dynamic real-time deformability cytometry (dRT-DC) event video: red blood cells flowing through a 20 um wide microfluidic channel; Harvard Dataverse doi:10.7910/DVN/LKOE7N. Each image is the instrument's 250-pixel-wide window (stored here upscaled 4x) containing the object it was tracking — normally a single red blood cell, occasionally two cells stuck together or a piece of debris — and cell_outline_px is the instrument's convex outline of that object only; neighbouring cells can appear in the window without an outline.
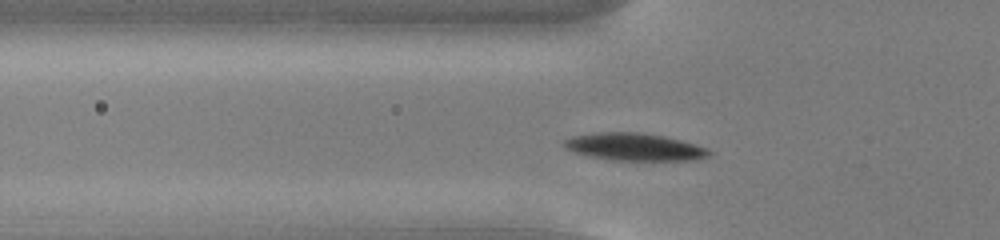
{"species": "common noctule bat (a hibernating species)", "species_latin": "Nyctalus noctula", "temperature_condition": "cold", "stored_images_in_passage": 42, "camera_frame_rate_fps": 3000, "um_per_image_px": 0.085, "animal": {"sex": "male", "body_mass_g": 13.0, "forearm_length_mm": 53.1}, "frame": {"image": 1, "passage_image": 10, "time_ms": 3.0, "image_size_px": [1000, 240], "cell_outline_px": [[712, 156], [696, 160], [612, 160], [588, 156], [564, 148], [564, 140], [572, 136], [596, 132], [640, 132], [664, 136], [696, 144], [708, 148], [712, 152]], "centroid_in_image_um": [53.97, 12.49], "position_along_channel_um": 71.8, "area_um2": 23.35}}
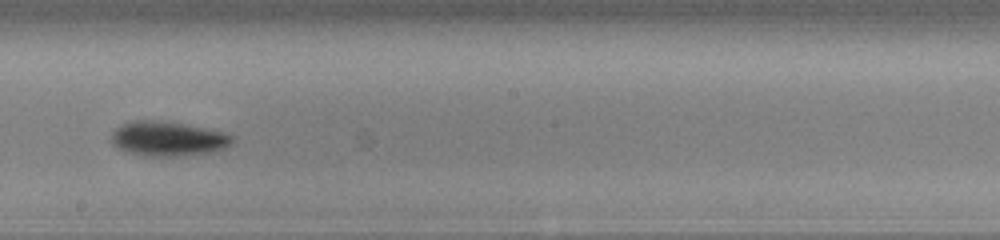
{"frame": {"image": 2, "passage_image": 23, "time_ms": 7.333, "image_size_px": [1000, 240], "cell_outline_px": [[236, 136], [232, 144], [216, 152], [176, 156], [144, 156], [124, 152], [112, 144], [112, 132], [120, 124], [132, 120], [164, 120], [208, 128], [224, 132]], "centroid_in_image_um": [14.29, 11.78], "position_along_channel_um": 233.9, "area_um2": 25.03}}
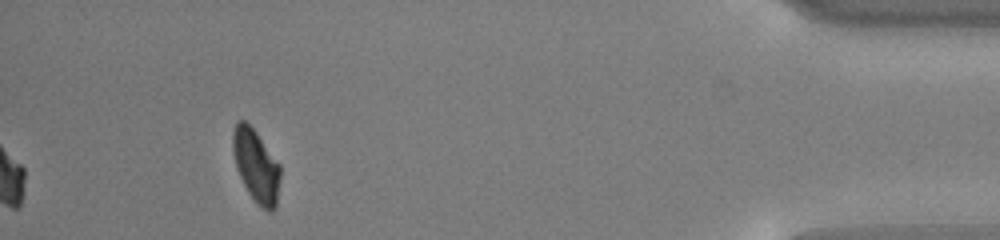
{"frame": {"image": 3, "passage_image": 42, "time_ms": 13.667, "image_size_px": [1000, 240], "cell_outline_px": [[280, 180], [276, 208], [272, 212], [268, 212], [256, 204], [248, 192], [236, 168], [232, 148], [232, 132], [236, 120], [244, 120], [256, 132], [280, 164]], "centroid_in_image_um": [21.77, 14.11], "position_along_channel_um": 413.4, "area_um2": 20.29}, "authors_computed_cell_mechanics": {"area_um2": 22.6287, "velocity_mm_per_s": 3.7567, "shape_relaxation_time_tau1_ms": 1.9999, "shape_relaxation_time_tau2_ms": null, "deformation_change_tau1": 0.1166, "deformation_change_tau2": null}}